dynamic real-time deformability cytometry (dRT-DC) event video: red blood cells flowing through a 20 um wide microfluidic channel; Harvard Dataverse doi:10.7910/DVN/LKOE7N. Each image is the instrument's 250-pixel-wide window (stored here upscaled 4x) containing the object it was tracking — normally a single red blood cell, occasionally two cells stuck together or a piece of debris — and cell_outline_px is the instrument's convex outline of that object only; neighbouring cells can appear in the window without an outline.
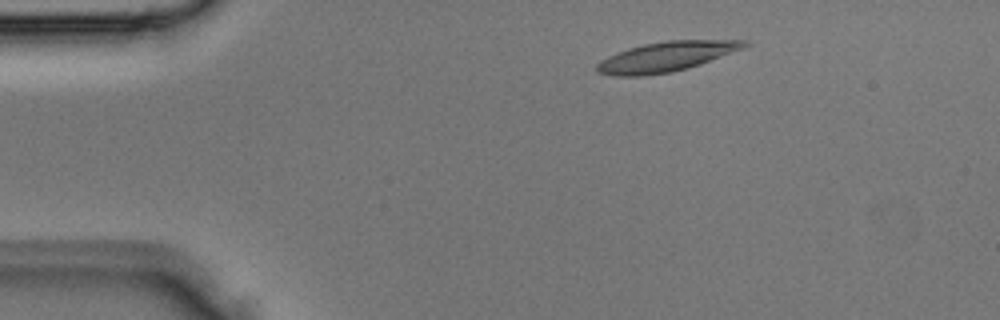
{"species": "Egyptian fruit bat (a non-hibernating species)", "species_latin": "Rousettus aegyptiacus", "temperature_condition": "room temperature", "stored_images_in_passage": 3, "camera_frame_rate_fps": 3000, "um_per_image_px": 0.085, "animal": {"sex": "male"}, "frame": {"image": 1, "passage_image": 2, "time_ms": 0.333, "image_size_px": [1000, 320], "cell_outline_px": [[752, 44], [744, 48], [700, 64], [672, 72], [640, 76], [612, 76], [596, 72], [596, 64], [600, 60], [616, 52], [628, 48], [644, 44], [668, 40], [748, 40]], "centroid_in_image_um": [56.61, 4.81], "position_along_channel_um": 28.4, "area_um2": 25.72}}